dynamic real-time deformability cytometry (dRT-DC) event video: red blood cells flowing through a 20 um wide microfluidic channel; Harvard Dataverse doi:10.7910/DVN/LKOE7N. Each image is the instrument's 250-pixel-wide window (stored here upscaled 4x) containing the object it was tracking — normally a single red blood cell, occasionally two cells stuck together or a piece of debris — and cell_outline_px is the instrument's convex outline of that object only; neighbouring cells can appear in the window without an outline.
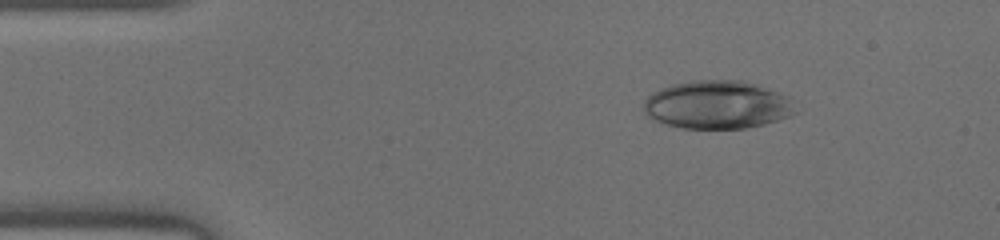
{"species": "human", "species_latin": "Homo sapiens", "temperature_condition": "warm", "stored_images_in_passage": 45, "camera_frame_rate_fps": 3000, "um_per_image_px": 0.085, "donor": {"sex": "male"}, "frame": {"image": 1, "passage_image": 6, "time_ms": 1.667, "image_size_px": [1000, 240], "cell_outline_px": [[800, 112], [764, 124], [744, 128], [680, 128], [652, 120], [644, 112], [644, 100], [652, 92], [660, 88], [672, 84], [692, 80], [744, 80], [768, 88], [788, 96]], "centroid_in_image_um": [60.97, 8.9], "position_along_channel_um": 24.0, "area_um2": 42.89}}
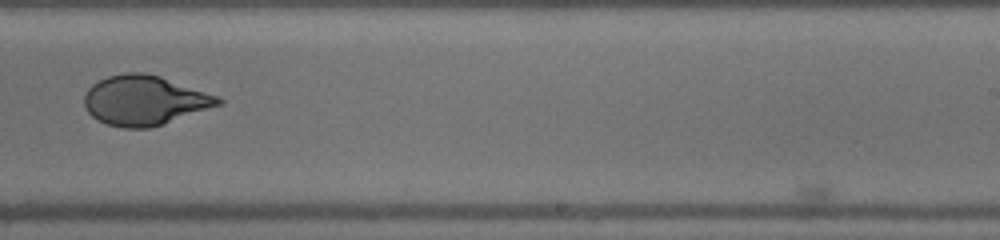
{"frame": {"image": 2, "passage_image": 28, "time_ms": 9.0, "image_size_px": [1000, 240], "cell_outline_px": [[224, 104], [164, 124], [148, 128], [120, 128], [108, 124], [92, 116], [88, 112], [84, 104], [84, 96], [88, 88], [92, 84], [108, 76], [124, 72], [144, 72], [160, 76], [216, 96], [224, 100]], "centroid_in_image_um": [12.28, 8.54], "position_along_channel_um": 276.7, "area_um2": 38.73}}
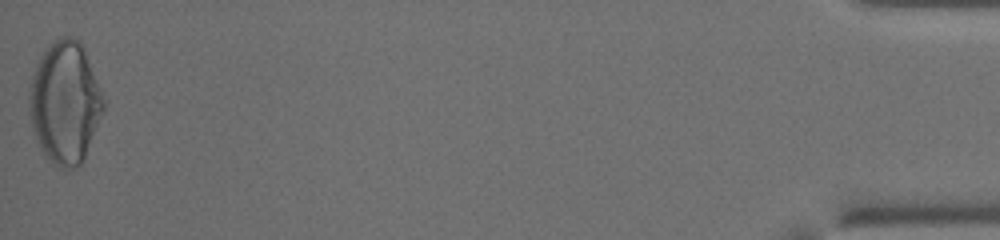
{"frame": {"image": 3, "passage_image": 45, "time_ms": 14.667, "image_size_px": [1000, 240], "cell_outline_px": [[108, 100], [104, 112], [84, 160], [76, 168], [68, 172], [60, 168], [44, 156], [36, 140], [32, 128], [28, 104], [28, 92], [32, 76], [36, 64], [44, 48], [60, 36], [72, 36], [80, 40], [84, 48]], "centroid_in_image_um": [5.56, 8.72], "position_along_channel_um": 429.6, "area_um2": 54.39}}